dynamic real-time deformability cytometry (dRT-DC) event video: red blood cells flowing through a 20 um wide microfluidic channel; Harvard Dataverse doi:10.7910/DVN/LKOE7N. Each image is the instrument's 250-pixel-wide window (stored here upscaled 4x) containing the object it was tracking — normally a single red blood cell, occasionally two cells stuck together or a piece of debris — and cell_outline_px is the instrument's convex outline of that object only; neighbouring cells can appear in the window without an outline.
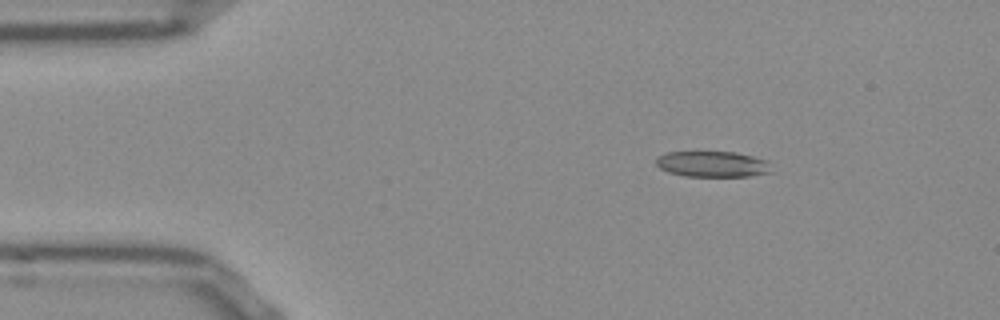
{"species": "Egyptian fruit bat (a non-hibernating species)", "species_latin": "Rousettus aegyptiacus", "temperature_condition": "room temperature", "stored_images_in_passage": 45, "camera_frame_rate_fps": 3000, "um_per_image_px": 0.085, "frame": {"image": 1, "passage_image": 1, "time_ms": 0.0, "image_size_px": [1000, 320], "cell_outline_px": [[772, 172], [748, 176], [684, 176], [668, 172], [660, 168], [656, 164], [656, 156], [668, 152], [736, 152], [768, 160]], "centroid_in_image_um": [60.55, 13.95], "position_along_channel_um": 24.4, "area_um2": 17.4}}
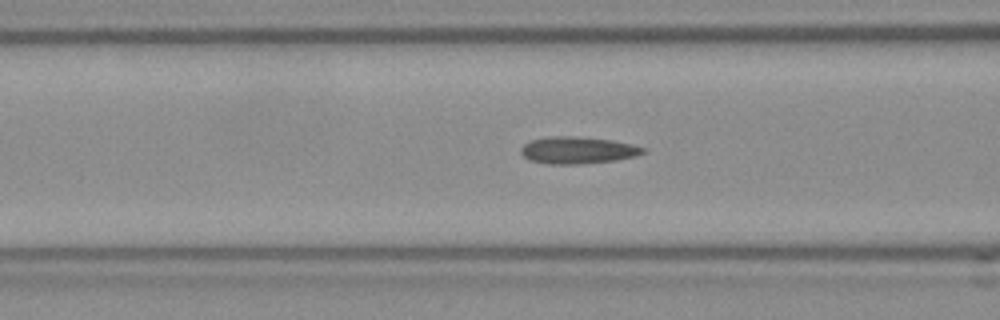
{"frame": {"image": 2, "passage_image": 13, "time_ms": 4.0, "image_size_px": [1000, 320], "cell_outline_px": [[648, 152], [636, 156], [616, 160], [580, 164], [544, 164], [528, 160], [520, 152], [520, 148], [524, 144], [532, 140], [548, 136], [572, 136], [612, 140], [632, 144], [648, 148]], "centroid_in_image_um": [49.12, 12.77], "position_along_channel_um": 117.5, "area_um2": 19.48}}
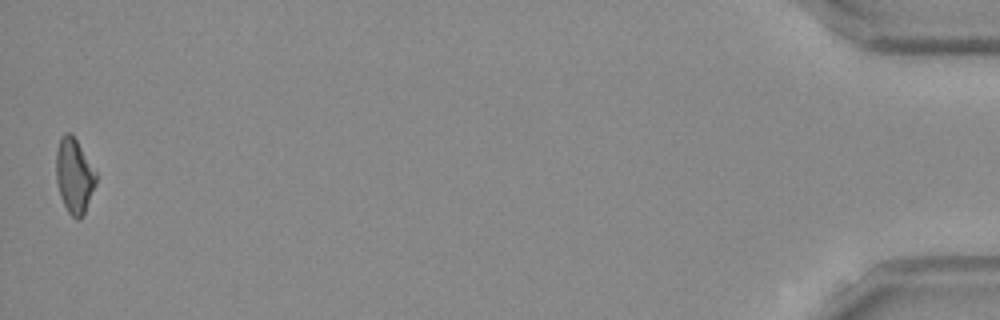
{"frame": {"image": 3, "passage_image": 45, "time_ms": 14.667, "image_size_px": [1000, 320], "cell_outline_px": [[96, 184], [84, 212], [80, 220], [76, 220], [68, 212], [60, 196], [56, 180], [56, 152], [60, 136], [64, 132], [68, 132], [76, 140], [96, 172]], "centroid_in_image_um": [6.29, 14.95], "position_along_channel_um": 428.9, "area_um2": 17.22}, "authors_computed_cell_mechanics": {"area_um2": 18.4382, "velocity_mm_per_s": 3.85, "shape_relaxation_time_tau1_ms": null, "shape_relaxation_time_tau2_ms": 3.8263, "deformation_change_tau1": null, "deformation_change_tau2": 0.1426}}